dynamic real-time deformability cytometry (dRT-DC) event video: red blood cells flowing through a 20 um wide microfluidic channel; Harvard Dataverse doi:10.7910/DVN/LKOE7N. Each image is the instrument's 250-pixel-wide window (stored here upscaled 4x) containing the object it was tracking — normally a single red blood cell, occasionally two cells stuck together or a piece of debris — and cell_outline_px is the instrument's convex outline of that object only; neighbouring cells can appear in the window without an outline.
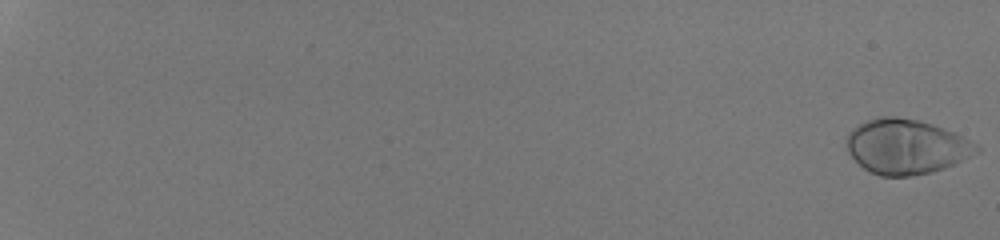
{"species": "human", "species_latin": "Homo sapiens", "temperature_condition": "room temperature", "stored_images_in_passage": 54, "camera_frame_rate_fps": 3000, "um_per_image_px": 0.085, "donor": {"sex": "male"}, "frame": {"image": 1, "passage_image": 1, "time_ms": 0.0, "image_size_px": [1000, 240], "cell_outline_px": [[980, 152], [956, 164], [932, 172], [908, 176], [880, 176], [864, 168], [848, 152], [848, 132], [852, 128], [868, 120], [880, 116], [896, 116], [920, 120], [932, 124], [952, 132], [980, 144]], "centroid_in_image_um": [77.08, 12.46], "position_along_channel_um": 7.9, "area_um2": 41.5}}
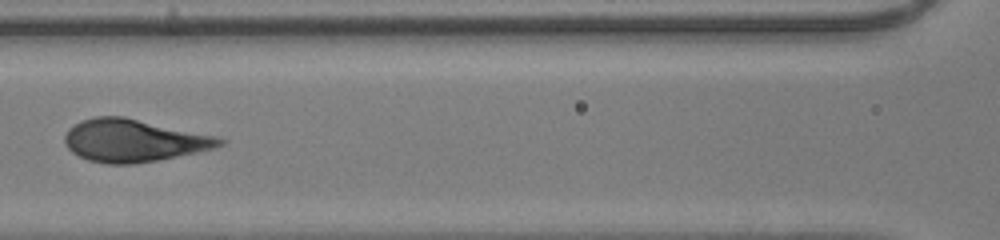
{"frame": {"image": 2, "passage_image": 31, "time_ms": 10.0, "image_size_px": [1000, 240], "cell_outline_px": [[228, 140], [224, 144], [216, 148], [156, 160], [132, 164], [108, 164], [88, 160], [72, 152], [64, 144], [64, 136], [68, 128], [84, 120], [96, 116], [124, 116], [216, 136]], "centroid_in_image_um": [11.36, 11.94], "position_along_channel_um": 155.2, "area_um2": 38.26}}
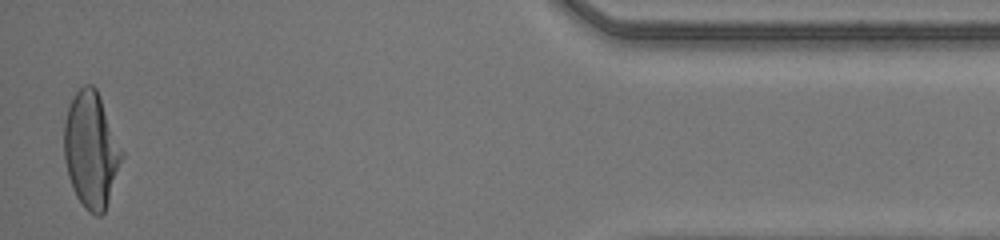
{"frame": {"image": 3, "passage_image": 54, "time_ms": 17.667, "image_size_px": [1000, 240], "cell_outline_px": [[124, 156], [104, 212], [100, 216], [96, 216], [88, 212], [84, 208], [76, 196], [72, 188], [68, 176], [64, 156], [64, 124], [68, 108], [76, 92], [84, 84], [92, 84], [96, 88], [124, 152]], "centroid_in_image_um": [7.75, 12.76], "position_along_channel_um": 427.5, "area_um2": 38.9}}